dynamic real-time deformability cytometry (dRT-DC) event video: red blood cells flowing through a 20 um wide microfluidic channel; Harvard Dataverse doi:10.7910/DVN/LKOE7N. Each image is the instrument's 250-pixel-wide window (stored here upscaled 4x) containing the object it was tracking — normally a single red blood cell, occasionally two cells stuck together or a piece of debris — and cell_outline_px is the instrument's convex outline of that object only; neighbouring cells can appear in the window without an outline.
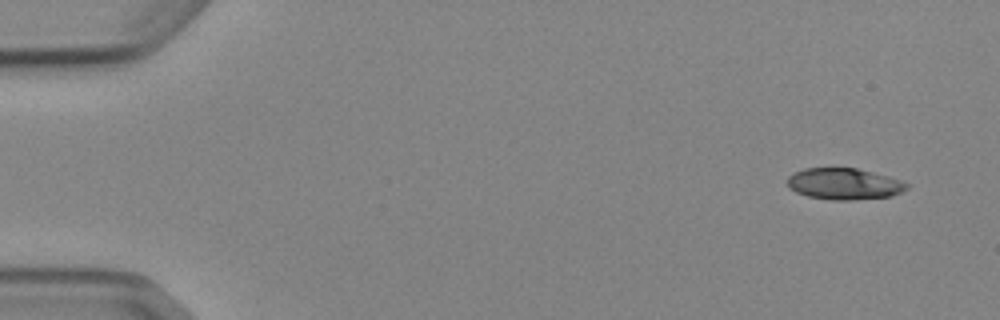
{"species": "Egyptian fruit bat (a non-hibernating species)", "species_latin": "Rousettus aegyptiacus", "temperature_condition": "cold", "stored_images_in_passage": 5, "camera_frame_rate_fps": 3000, "um_per_image_px": 0.085, "animal": {"sex": "female"}, "frame": {"image": 1, "passage_image": 1, "time_ms": 0.0, "image_size_px": [1000, 320], "cell_outline_px": [[908, 188], [892, 196], [852, 200], [832, 200], [808, 196], [796, 192], [788, 188], [788, 176], [804, 168], [856, 168], [888, 176], [900, 180], [908, 184]], "centroid_in_image_um": [71.74, 15.63], "position_along_channel_um": 13.3, "area_um2": 21.73}}
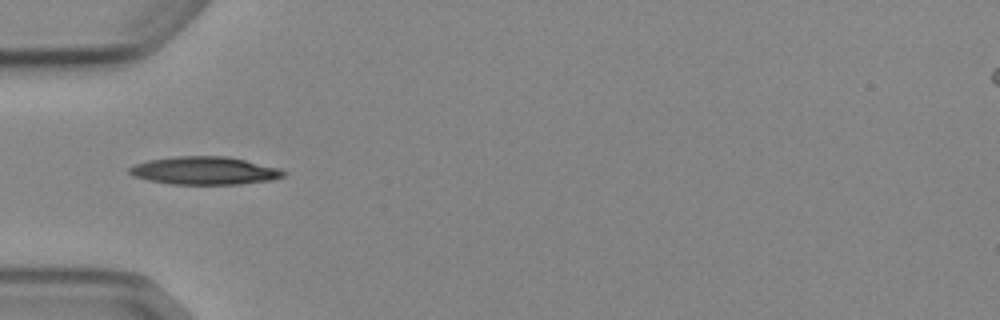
{"frame": {"image": 2, "passage_image": 5, "time_ms": 4.667, "image_size_px": [1000, 320], "cell_outline_px": [[288, 172], [284, 176], [272, 180], [240, 184], [172, 184], [148, 180], [132, 176], [128, 172], [128, 168], [132, 164], [148, 160], [176, 156], [228, 156], [280, 168]], "centroid_in_image_um": [17.38, 14.5], "position_along_channel_um": 67.6, "area_um2": 25.32}}